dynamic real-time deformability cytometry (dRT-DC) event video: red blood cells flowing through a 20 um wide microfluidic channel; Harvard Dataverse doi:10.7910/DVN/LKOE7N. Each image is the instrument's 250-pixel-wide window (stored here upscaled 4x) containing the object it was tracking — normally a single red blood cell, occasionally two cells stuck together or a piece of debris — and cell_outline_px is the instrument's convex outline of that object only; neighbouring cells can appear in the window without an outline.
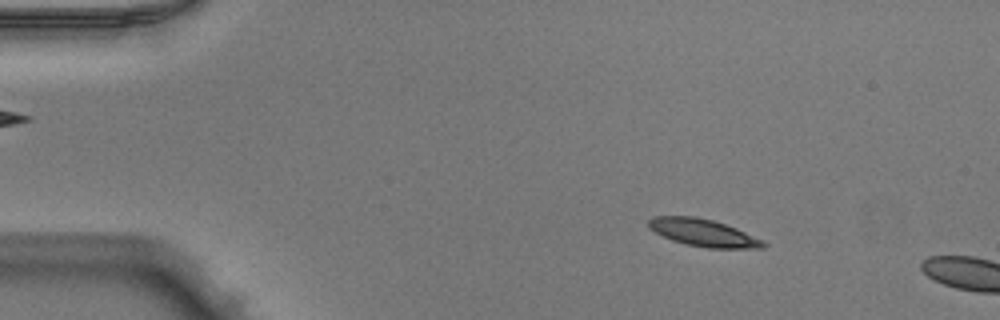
{"species": "Egyptian fruit bat (a non-hibernating species)", "species_latin": "Rousettus aegyptiacus", "temperature_condition": "warm", "stored_images_in_passage": 11, "camera_frame_rate_fps": 3000, "um_per_image_px": 0.085, "animal": {"sex": "male"}, "frame": {"image": 1, "passage_image": 8, "time_ms": 2.333, "image_size_px": [1000, 320], "cell_outline_px": [[768, 244], [764, 248], [708, 248], [688, 244], [672, 240], [648, 228], [648, 220], [652, 216], [692, 216], [712, 220], [736, 228]], "centroid_in_image_um": [59.74, 19.78], "position_along_channel_um": 25.3, "area_um2": 17.92}}